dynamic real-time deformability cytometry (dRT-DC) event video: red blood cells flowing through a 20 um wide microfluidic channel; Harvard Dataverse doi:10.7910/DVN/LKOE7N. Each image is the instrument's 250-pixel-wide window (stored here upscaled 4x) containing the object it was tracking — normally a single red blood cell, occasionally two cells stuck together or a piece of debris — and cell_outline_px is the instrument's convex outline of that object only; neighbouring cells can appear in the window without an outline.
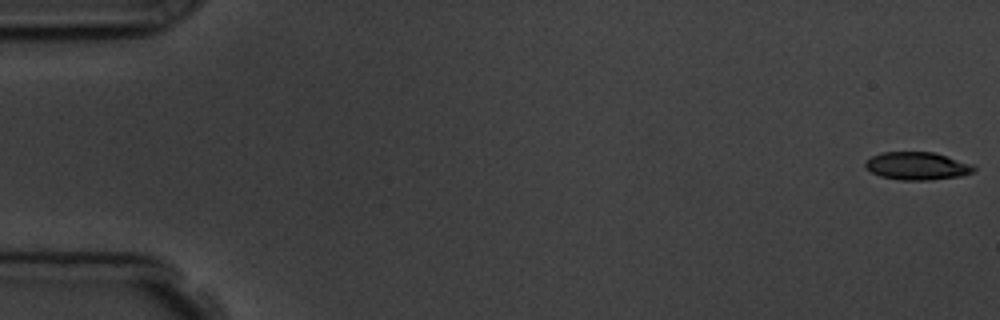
{"species": "common noctule bat (a hibernating species)", "species_latin": "Nyctalus noctula", "temperature_condition": "room temperature", "stored_images_in_passage": 5, "camera_frame_rate_fps": 3000, "um_per_image_px": 0.085, "animal": {"sex": "male", "body_mass_g": 19.5, "forearm_length_mm": 54.6}, "frame": {"image": 1, "passage_image": 1, "time_ms": 0.0, "image_size_px": [1000, 320], "cell_outline_px": [[976, 168], [972, 172], [960, 176], [928, 180], [900, 180], [880, 176], [872, 172], [864, 164], [872, 156], [880, 152], [936, 152], [976, 164]], "centroid_in_image_um": [78.03, 14.09], "position_along_channel_um": 7.0, "area_um2": 17.74}}
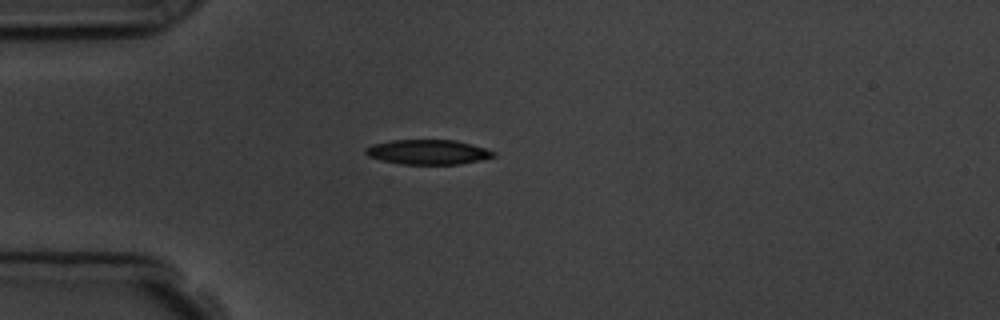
{"frame": {"image": 2, "passage_image": 5, "time_ms": 4.667, "image_size_px": [1000, 320], "cell_outline_px": [[496, 156], [480, 160], [460, 164], [400, 164], [380, 160], [368, 156], [364, 152], [364, 148], [372, 144], [392, 140], [456, 140], [484, 148], [496, 152]], "centroid_in_image_um": [36.34, 12.92], "position_along_channel_um": 48.7, "area_um2": 18.5}}